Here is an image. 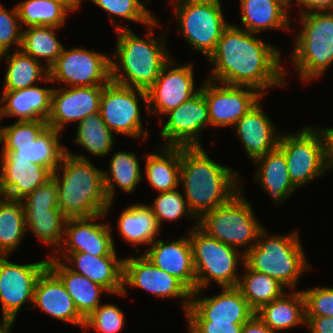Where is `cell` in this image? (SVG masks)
<instances>
[{
	"label": "cell",
	"instance_id": "obj_45",
	"mask_svg": "<svg viewBox=\"0 0 333 333\" xmlns=\"http://www.w3.org/2000/svg\"><path fill=\"white\" fill-rule=\"evenodd\" d=\"M47 121H16L12 125H0V144L32 143L46 128Z\"/></svg>",
	"mask_w": 333,
	"mask_h": 333
},
{
	"label": "cell",
	"instance_id": "obj_37",
	"mask_svg": "<svg viewBox=\"0 0 333 333\" xmlns=\"http://www.w3.org/2000/svg\"><path fill=\"white\" fill-rule=\"evenodd\" d=\"M27 230L45 244L61 248L67 218L59 208H24Z\"/></svg>",
	"mask_w": 333,
	"mask_h": 333
},
{
	"label": "cell",
	"instance_id": "obj_10",
	"mask_svg": "<svg viewBox=\"0 0 333 333\" xmlns=\"http://www.w3.org/2000/svg\"><path fill=\"white\" fill-rule=\"evenodd\" d=\"M278 147L287 161L290 180L299 188L327 172L325 145L321 132L306 126L294 134H280Z\"/></svg>",
	"mask_w": 333,
	"mask_h": 333
},
{
	"label": "cell",
	"instance_id": "obj_31",
	"mask_svg": "<svg viewBox=\"0 0 333 333\" xmlns=\"http://www.w3.org/2000/svg\"><path fill=\"white\" fill-rule=\"evenodd\" d=\"M244 30L258 34L266 29H289L288 8L280 0H240Z\"/></svg>",
	"mask_w": 333,
	"mask_h": 333
},
{
	"label": "cell",
	"instance_id": "obj_30",
	"mask_svg": "<svg viewBox=\"0 0 333 333\" xmlns=\"http://www.w3.org/2000/svg\"><path fill=\"white\" fill-rule=\"evenodd\" d=\"M255 314L274 332L306 324L303 292L284 293L280 298L263 305Z\"/></svg>",
	"mask_w": 333,
	"mask_h": 333
},
{
	"label": "cell",
	"instance_id": "obj_3",
	"mask_svg": "<svg viewBox=\"0 0 333 333\" xmlns=\"http://www.w3.org/2000/svg\"><path fill=\"white\" fill-rule=\"evenodd\" d=\"M110 20L118 32L116 52L110 57L111 81L147 91L171 59L163 41L165 34L152 38L153 29L159 26L156 19L146 26L147 39L137 36L127 26L120 27L113 18Z\"/></svg>",
	"mask_w": 333,
	"mask_h": 333
},
{
	"label": "cell",
	"instance_id": "obj_27",
	"mask_svg": "<svg viewBox=\"0 0 333 333\" xmlns=\"http://www.w3.org/2000/svg\"><path fill=\"white\" fill-rule=\"evenodd\" d=\"M0 169L3 191L11 200L24 199L52 176L46 167L24 160H2Z\"/></svg>",
	"mask_w": 333,
	"mask_h": 333
},
{
	"label": "cell",
	"instance_id": "obj_20",
	"mask_svg": "<svg viewBox=\"0 0 333 333\" xmlns=\"http://www.w3.org/2000/svg\"><path fill=\"white\" fill-rule=\"evenodd\" d=\"M105 215L67 219L64 231L66 236L61 245L67 247L59 248V252L63 250L62 253L83 252L94 256H117L109 224L94 223Z\"/></svg>",
	"mask_w": 333,
	"mask_h": 333
},
{
	"label": "cell",
	"instance_id": "obj_24",
	"mask_svg": "<svg viewBox=\"0 0 333 333\" xmlns=\"http://www.w3.org/2000/svg\"><path fill=\"white\" fill-rule=\"evenodd\" d=\"M258 102L234 126L245 152L252 160L278 146L280 134Z\"/></svg>",
	"mask_w": 333,
	"mask_h": 333
},
{
	"label": "cell",
	"instance_id": "obj_56",
	"mask_svg": "<svg viewBox=\"0 0 333 333\" xmlns=\"http://www.w3.org/2000/svg\"><path fill=\"white\" fill-rule=\"evenodd\" d=\"M1 196H3V197H1ZM5 198H6V195L2 188V170H0V201Z\"/></svg>",
	"mask_w": 333,
	"mask_h": 333
},
{
	"label": "cell",
	"instance_id": "obj_55",
	"mask_svg": "<svg viewBox=\"0 0 333 333\" xmlns=\"http://www.w3.org/2000/svg\"><path fill=\"white\" fill-rule=\"evenodd\" d=\"M14 321L2 315V323L0 324V333H9Z\"/></svg>",
	"mask_w": 333,
	"mask_h": 333
},
{
	"label": "cell",
	"instance_id": "obj_43",
	"mask_svg": "<svg viewBox=\"0 0 333 333\" xmlns=\"http://www.w3.org/2000/svg\"><path fill=\"white\" fill-rule=\"evenodd\" d=\"M109 15L119 16L128 21H136L146 26L155 20L146 9V3L140 0H91Z\"/></svg>",
	"mask_w": 333,
	"mask_h": 333
},
{
	"label": "cell",
	"instance_id": "obj_50",
	"mask_svg": "<svg viewBox=\"0 0 333 333\" xmlns=\"http://www.w3.org/2000/svg\"><path fill=\"white\" fill-rule=\"evenodd\" d=\"M306 324L311 333H333V317L306 316Z\"/></svg>",
	"mask_w": 333,
	"mask_h": 333
},
{
	"label": "cell",
	"instance_id": "obj_12",
	"mask_svg": "<svg viewBox=\"0 0 333 333\" xmlns=\"http://www.w3.org/2000/svg\"><path fill=\"white\" fill-rule=\"evenodd\" d=\"M49 77L65 87L104 86L111 81V58L83 47H64L49 68Z\"/></svg>",
	"mask_w": 333,
	"mask_h": 333
},
{
	"label": "cell",
	"instance_id": "obj_58",
	"mask_svg": "<svg viewBox=\"0 0 333 333\" xmlns=\"http://www.w3.org/2000/svg\"><path fill=\"white\" fill-rule=\"evenodd\" d=\"M145 2H146V5L148 4V2H149V0L147 1V0H144ZM174 3L175 2H177V1H179V0H172Z\"/></svg>",
	"mask_w": 333,
	"mask_h": 333
},
{
	"label": "cell",
	"instance_id": "obj_11",
	"mask_svg": "<svg viewBox=\"0 0 333 333\" xmlns=\"http://www.w3.org/2000/svg\"><path fill=\"white\" fill-rule=\"evenodd\" d=\"M139 97L148 108L147 91L110 81L103 87L100 113L113 133L136 138L143 137L146 141L148 132L142 127Z\"/></svg>",
	"mask_w": 333,
	"mask_h": 333
},
{
	"label": "cell",
	"instance_id": "obj_25",
	"mask_svg": "<svg viewBox=\"0 0 333 333\" xmlns=\"http://www.w3.org/2000/svg\"><path fill=\"white\" fill-rule=\"evenodd\" d=\"M57 130L47 127L32 143L3 144L1 160H24L55 172L66 148L59 142Z\"/></svg>",
	"mask_w": 333,
	"mask_h": 333
},
{
	"label": "cell",
	"instance_id": "obj_9",
	"mask_svg": "<svg viewBox=\"0 0 333 333\" xmlns=\"http://www.w3.org/2000/svg\"><path fill=\"white\" fill-rule=\"evenodd\" d=\"M174 4L179 33L208 58L229 26L220 0H179Z\"/></svg>",
	"mask_w": 333,
	"mask_h": 333
},
{
	"label": "cell",
	"instance_id": "obj_16",
	"mask_svg": "<svg viewBox=\"0 0 333 333\" xmlns=\"http://www.w3.org/2000/svg\"><path fill=\"white\" fill-rule=\"evenodd\" d=\"M165 115L168 120L160 132V137L168 140L166 146H202L199 134L204 127L211 124L208 105L201 90Z\"/></svg>",
	"mask_w": 333,
	"mask_h": 333
},
{
	"label": "cell",
	"instance_id": "obj_38",
	"mask_svg": "<svg viewBox=\"0 0 333 333\" xmlns=\"http://www.w3.org/2000/svg\"><path fill=\"white\" fill-rule=\"evenodd\" d=\"M243 266L246 274L240 277L237 287L255 312L263 305L280 298L285 293L284 286L276 279L250 269L245 263Z\"/></svg>",
	"mask_w": 333,
	"mask_h": 333
},
{
	"label": "cell",
	"instance_id": "obj_52",
	"mask_svg": "<svg viewBox=\"0 0 333 333\" xmlns=\"http://www.w3.org/2000/svg\"><path fill=\"white\" fill-rule=\"evenodd\" d=\"M317 128L323 136L325 145V159L328 169H331L333 168V127L319 129L317 126Z\"/></svg>",
	"mask_w": 333,
	"mask_h": 333
},
{
	"label": "cell",
	"instance_id": "obj_15",
	"mask_svg": "<svg viewBox=\"0 0 333 333\" xmlns=\"http://www.w3.org/2000/svg\"><path fill=\"white\" fill-rule=\"evenodd\" d=\"M146 290L160 298H183V310L191 304V292L174 276L157 268L144 254L139 257L124 258L123 290L120 295L127 294V286Z\"/></svg>",
	"mask_w": 333,
	"mask_h": 333
},
{
	"label": "cell",
	"instance_id": "obj_33",
	"mask_svg": "<svg viewBox=\"0 0 333 333\" xmlns=\"http://www.w3.org/2000/svg\"><path fill=\"white\" fill-rule=\"evenodd\" d=\"M7 59V71L4 76L3 91H16L35 86L39 79L50 83L49 69L35 60L30 55L25 54L21 49H15L13 53H3L0 59Z\"/></svg>",
	"mask_w": 333,
	"mask_h": 333
},
{
	"label": "cell",
	"instance_id": "obj_6",
	"mask_svg": "<svg viewBox=\"0 0 333 333\" xmlns=\"http://www.w3.org/2000/svg\"><path fill=\"white\" fill-rule=\"evenodd\" d=\"M293 63L301 81L321 77L333 63V11H314L300 16Z\"/></svg>",
	"mask_w": 333,
	"mask_h": 333
},
{
	"label": "cell",
	"instance_id": "obj_7",
	"mask_svg": "<svg viewBox=\"0 0 333 333\" xmlns=\"http://www.w3.org/2000/svg\"><path fill=\"white\" fill-rule=\"evenodd\" d=\"M188 237L192 247L197 283V291L191 296H202L201 289L207 288L211 280L221 287L238 286L241 275L239 276L236 268L239 259L245 263L244 252L238 254V249L210 237L198 224L189 230Z\"/></svg>",
	"mask_w": 333,
	"mask_h": 333
},
{
	"label": "cell",
	"instance_id": "obj_32",
	"mask_svg": "<svg viewBox=\"0 0 333 333\" xmlns=\"http://www.w3.org/2000/svg\"><path fill=\"white\" fill-rule=\"evenodd\" d=\"M163 151L146 155L145 175L159 192L172 191L180 184L181 147L164 146Z\"/></svg>",
	"mask_w": 333,
	"mask_h": 333
},
{
	"label": "cell",
	"instance_id": "obj_40",
	"mask_svg": "<svg viewBox=\"0 0 333 333\" xmlns=\"http://www.w3.org/2000/svg\"><path fill=\"white\" fill-rule=\"evenodd\" d=\"M77 125L75 143L80 144L90 154L97 157L108 155L111 152L114 133L105 124L100 111L90 114Z\"/></svg>",
	"mask_w": 333,
	"mask_h": 333
},
{
	"label": "cell",
	"instance_id": "obj_35",
	"mask_svg": "<svg viewBox=\"0 0 333 333\" xmlns=\"http://www.w3.org/2000/svg\"><path fill=\"white\" fill-rule=\"evenodd\" d=\"M109 164V172L103 171V180L107 199L113 202L114 185H118L125 193H131L142 181L143 175L136 154L133 152L117 151Z\"/></svg>",
	"mask_w": 333,
	"mask_h": 333
},
{
	"label": "cell",
	"instance_id": "obj_2",
	"mask_svg": "<svg viewBox=\"0 0 333 333\" xmlns=\"http://www.w3.org/2000/svg\"><path fill=\"white\" fill-rule=\"evenodd\" d=\"M238 172L210 159L202 146L181 147L180 182L190 212L199 220L242 190Z\"/></svg>",
	"mask_w": 333,
	"mask_h": 333
},
{
	"label": "cell",
	"instance_id": "obj_28",
	"mask_svg": "<svg viewBox=\"0 0 333 333\" xmlns=\"http://www.w3.org/2000/svg\"><path fill=\"white\" fill-rule=\"evenodd\" d=\"M48 258V267L60 278L78 313L86 319L101 304L100 293H108L107 290L83 275L74 273L62 260L54 256Z\"/></svg>",
	"mask_w": 333,
	"mask_h": 333
},
{
	"label": "cell",
	"instance_id": "obj_23",
	"mask_svg": "<svg viewBox=\"0 0 333 333\" xmlns=\"http://www.w3.org/2000/svg\"><path fill=\"white\" fill-rule=\"evenodd\" d=\"M62 254L63 258L60 253L54 258L60 261L66 259L69 264L76 266L77 269L67 265L74 273L100 284L109 295L122 293L124 259L118 260V256H94L83 252Z\"/></svg>",
	"mask_w": 333,
	"mask_h": 333
},
{
	"label": "cell",
	"instance_id": "obj_42",
	"mask_svg": "<svg viewBox=\"0 0 333 333\" xmlns=\"http://www.w3.org/2000/svg\"><path fill=\"white\" fill-rule=\"evenodd\" d=\"M149 206L156 217L159 227H161L162 220L173 221L184 216H190L196 220L178 188L172 191L159 192L154 203Z\"/></svg>",
	"mask_w": 333,
	"mask_h": 333
},
{
	"label": "cell",
	"instance_id": "obj_26",
	"mask_svg": "<svg viewBox=\"0 0 333 333\" xmlns=\"http://www.w3.org/2000/svg\"><path fill=\"white\" fill-rule=\"evenodd\" d=\"M53 89L35 85L16 91H2L0 121L4 116L19 117L18 121H47L51 113Z\"/></svg>",
	"mask_w": 333,
	"mask_h": 333
},
{
	"label": "cell",
	"instance_id": "obj_22",
	"mask_svg": "<svg viewBox=\"0 0 333 333\" xmlns=\"http://www.w3.org/2000/svg\"><path fill=\"white\" fill-rule=\"evenodd\" d=\"M33 305L58 320L84 327L85 319L78 313L60 278L48 266L37 279Z\"/></svg>",
	"mask_w": 333,
	"mask_h": 333
},
{
	"label": "cell",
	"instance_id": "obj_5",
	"mask_svg": "<svg viewBox=\"0 0 333 333\" xmlns=\"http://www.w3.org/2000/svg\"><path fill=\"white\" fill-rule=\"evenodd\" d=\"M306 258L297 231L268 236L263 228L256 245L245 253V264L276 279L284 287L295 289L301 274L311 268Z\"/></svg>",
	"mask_w": 333,
	"mask_h": 333
},
{
	"label": "cell",
	"instance_id": "obj_4",
	"mask_svg": "<svg viewBox=\"0 0 333 333\" xmlns=\"http://www.w3.org/2000/svg\"><path fill=\"white\" fill-rule=\"evenodd\" d=\"M59 169H63V174L57 172ZM51 177L57 187L58 208L67 219L107 214L113 203L105 193L103 170L96 168L84 155L71 154L66 149Z\"/></svg>",
	"mask_w": 333,
	"mask_h": 333
},
{
	"label": "cell",
	"instance_id": "obj_54",
	"mask_svg": "<svg viewBox=\"0 0 333 333\" xmlns=\"http://www.w3.org/2000/svg\"><path fill=\"white\" fill-rule=\"evenodd\" d=\"M58 3H60L62 6H64L68 11H77L81 4V0H53Z\"/></svg>",
	"mask_w": 333,
	"mask_h": 333
},
{
	"label": "cell",
	"instance_id": "obj_39",
	"mask_svg": "<svg viewBox=\"0 0 333 333\" xmlns=\"http://www.w3.org/2000/svg\"><path fill=\"white\" fill-rule=\"evenodd\" d=\"M58 27H28L22 29V43L20 49L35 60L44 58L49 69L62 53L63 45L57 39L55 30Z\"/></svg>",
	"mask_w": 333,
	"mask_h": 333
},
{
	"label": "cell",
	"instance_id": "obj_34",
	"mask_svg": "<svg viewBox=\"0 0 333 333\" xmlns=\"http://www.w3.org/2000/svg\"><path fill=\"white\" fill-rule=\"evenodd\" d=\"M118 230L122 239L137 244H152L161 229L152 209L147 204H133L121 213L118 218Z\"/></svg>",
	"mask_w": 333,
	"mask_h": 333
},
{
	"label": "cell",
	"instance_id": "obj_14",
	"mask_svg": "<svg viewBox=\"0 0 333 333\" xmlns=\"http://www.w3.org/2000/svg\"><path fill=\"white\" fill-rule=\"evenodd\" d=\"M0 256V304L2 314L15 322L25 302L34 300V289L38 277L48 266V259L19 265Z\"/></svg>",
	"mask_w": 333,
	"mask_h": 333
},
{
	"label": "cell",
	"instance_id": "obj_8",
	"mask_svg": "<svg viewBox=\"0 0 333 333\" xmlns=\"http://www.w3.org/2000/svg\"><path fill=\"white\" fill-rule=\"evenodd\" d=\"M239 191L230 201L205 213L197 222L210 237L236 249L244 245V253L256 245L264 228L256 220L251 205Z\"/></svg>",
	"mask_w": 333,
	"mask_h": 333
},
{
	"label": "cell",
	"instance_id": "obj_36",
	"mask_svg": "<svg viewBox=\"0 0 333 333\" xmlns=\"http://www.w3.org/2000/svg\"><path fill=\"white\" fill-rule=\"evenodd\" d=\"M27 233L25 212L21 200L0 201V256H9Z\"/></svg>",
	"mask_w": 333,
	"mask_h": 333
},
{
	"label": "cell",
	"instance_id": "obj_57",
	"mask_svg": "<svg viewBox=\"0 0 333 333\" xmlns=\"http://www.w3.org/2000/svg\"><path fill=\"white\" fill-rule=\"evenodd\" d=\"M283 4H285L288 8L291 6V0H280Z\"/></svg>",
	"mask_w": 333,
	"mask_h": 333
},
{
	"label": "cell",
	"instance_id": "obj_41",
	"mask_svg": "<svg viewBox=\"0 0 333 333\" xmlns=\"http://www.w3.org/2000/svg\"><path fill=\"white\" fill-rule=\"evenodd\" d=\"M16 7L21 26L25 24L26 27H62L69 12L53 0H25Z\"/></svg>",
	"mask_w": 333,
	"mask_h": 333
},
{
	"label": "cell",
	"instance_id": "obj_17",
	"mask_svg": "<svg viewBox=\"0 0 333 333\" xmlns=\"http://www.w3.org/2000/svg\"><path fill=\"white\" fill-rule=\"evenodd\" d=\"M173 63L171 58L163 66L155 83L147 90L149 115L152 112L165 115L200 91V88L194 89L192 65L171 68Z\"/></svg>",
	"mask_w": 333,
	"mask_h": 333
},
{
	"label": "cell",
	"instance_id": "obj_48",
	"mask_svg": "<svg viewBox=\"0 0 333 333\" xmlns=\"http://www.w3.org/2000/svg\"><path fill=\"white\" fill-rule=\"evenodd\" d=\"M24 208H58L55 180L51 177L21 200Z\"/></svg>",
	"mask_w": 333,
	"mask_h": 333
},
{
	"label": "cell",
	"instance_id": "obj_21",
	"mask_svg": "<svg viewBox=\"0 0 333 333\" xmlns=\"http://www.w3.org/2000/svg\"><path fill=\"white\" fill-rule=\"evenodd\" d=\"M154 241L143 253L157 268L180 281L191 293L197 291L194 259L189 237Z\"/></svg>",
	"mask_w": 333,
	"mask_h": 333
},
{
	"label": "cell",
	"instance_id": "obj_46",
	"mask_svg": "<svg viewBox=\"0 0 333 333\" xmlns=\"http://www.w3.org/2000/svg\"><path fill=\"white\" fill-rule=\"evenodd\" d=\"M17 7L11 11L0 4V55L7 53L14 44L17 50L22 43V30ZM21 30V31H20Z\"/></svg>",
	"mask_w": 333,
	"mask_h": 333
},
{
	"label": "cell",
	"instance_id": "obj_19",
	"mask_svg": "<svg viewBox=\"0 0 333 333\" xmlns=\"http://www.w3.org/2000/svg\"><path fill=\"white\" fill-rule=\"evenodd\" d=\"M187 321L248 322L255 311L236 287H222L216 296L199 300L191 296V304L186 311Z\"/></svg>",
	"mask_w": 333,
	"mask_h": 333
},
{
	"label": "cell",
	"instance_id": "obj_13",
	"mask_svg": "<svg viewBox=\"0 0 333 333\" xmlns=\"http://www.w3.org/2000/svg\"><path fill=\"white\" fill-rule=\"evenodd\" d=\"M204 84L200 90L208 105L211 126H235L263 95L250 86L226 85L208 79Z\"/></svg>",
	"mask_w": 333,
	"mask_h": 333
},
{
	"label": "cell",
	"instance_id": "obj_18",
	"mask_svg": "<svg viewBox=\"0 0 333 333\" xmlns=\"http://www.w3.org/2000/svg\"><path fill=\"white\" fill-rule=\"evenodd\" d=\"M103 87L54 88L48 126L61 132L67 123L72 121L79 123L90 114L100 111Z\"/></svg>",
	"mask_w": 333,
	"mask_h": 333
},
{
	"label": "cell",
	"instance_id": "obj_29",
	"mask_svg": "<svg viewBox=\"0 0 333 333\" xmlns=\"http://www.w3.org/2000/svg\"><path fill=\"white\" fill-rule=\"evenodd\" d=\"M258 165L255 183H261L278 205L291 196L297 187L290 180L287 161L283 151L277 146L274 150L254 160ZM280 201V202H279Z\"/></svg>",
	"mask_w": 333,
	"mask_h": 333
},
{
	"label": "cell",
	"instance_id": "obj_1",
	"mask_svg": "<svg viewBox=\"0 0 333 333\" xmlns=\"http://www.w3.org/2000/svg\"><path fill=\"white\" fill-rule=\"evenodd\" d=\"M255 34L229 25L208 57L210 65H214L208 80L250 86L263 94L266 88L284 86L286 71L281 66V52Z\"/></svg>",
	"mask_w": 333,
	"mask_h": 333
},
{
	"label": "cell",
	"instance_id": "obj_49",
	"mask_svg": "<svg viewBox=\"0 0 333 333\" xmlns=\"http://www.w3.org/2000/svg\"><path fill=\"white\" fill-rule=\"evenodd\" d=\"M246 322L188 321L189 333H241Z\"/></svg>",
	"mask_w": 333,
	"mask_h": 333
},
{
	"label": "cell",
	"instance_id": "obj_53",
	"mask_svg": "<svg viewBox=\"0 0 333 333\" xmlns=\"http://www.w3.org/2000/svg\"><path fill=\"white\" fill-rule=\"evenodd\" d=\"M241 333H277L266 326L255 314L248 322L243 324Z\"/></svg>",
	"mask_w": 333,
	"mask_h": 333
},
{
	"label": "cell",
	"instance_id": "obj_44",
	"mask_svg": "<svg viewBox=\"0 0 333 333\" xmlns=\"http://www.w3.org/2000/svg\"><path fill=\"white\" fill-rule=\"evenodd\" d=\"M122 310L113 304L99 305L86 319L83 329L95 328L99 333H118L124 327Z\"/></svg>",
	"mask_w": 333,
	"mask_h": 333
},
{
	"label": "cell",
	"instance_id": "obj_51",
	"mask_svg": "<svg viewBox=\"0 0 333 333\" xmlns=\"http://www.w3.org/2000/svg\"><path fill=\"white\" fill-rule=\"evenodd\" d=\"M296 2L304 7L300 12L301 14L314 11H333V0H296Z\"/></svg>",
	"mask_w": 333,
	"mask_h": 333
},
{
	"label": "cell",
	"instance_id": "obj_47",
	"mask_svg": "<svg viewBox=\"0 0 333 333\" xmlns=\"http://www.w3.org/2000/svg\"><path fill=\"white\" fill-rule=\"evenodd\" d=\"M306 316L333 317V287L303 290Z\"/></svg>",
	"mask_w": 333,
	"mask_h": 333
}]
</instances>
